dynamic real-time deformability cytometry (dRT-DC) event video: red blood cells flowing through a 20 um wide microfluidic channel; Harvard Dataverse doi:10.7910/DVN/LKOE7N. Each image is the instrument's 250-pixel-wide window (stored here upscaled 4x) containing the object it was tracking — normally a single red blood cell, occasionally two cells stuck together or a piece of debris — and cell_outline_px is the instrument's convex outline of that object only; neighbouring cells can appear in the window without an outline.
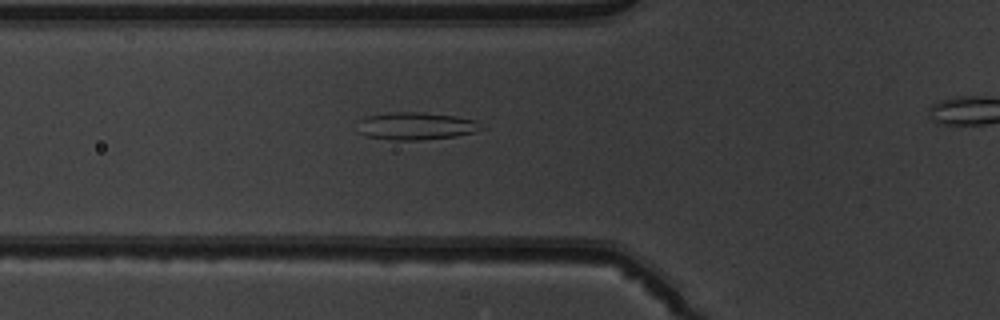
{"species": "common noctule bat (a hibernating species)", "species_latin": "Nyctalus noctula", "temperature_condition": "warm", "stored_images_in_passage": 29, "camera_frame_rate_fps": 3000, "um_per_image_px": 0.085, "animal": {"sex": "male", "body_mass_g": 19.5, "forearm_length_mm": 54.6}, "frame": {"image": 1, "passage_image": 3, "time_ms": 0.667, "image_size_px": [1000, 320], "cell_outline_px": [[484, 128], [472, 132], [456, 136], [420, 140], [392, 140], [368, 136], [356, 132], [356, 120], [364, 116], [392, 112], [420, 112], [456, 116], [476, 120]], "centroid_in_image_um": [35.26, 10.7], "position_along_channel_um": 90.5, "area_um2": 20.11}}
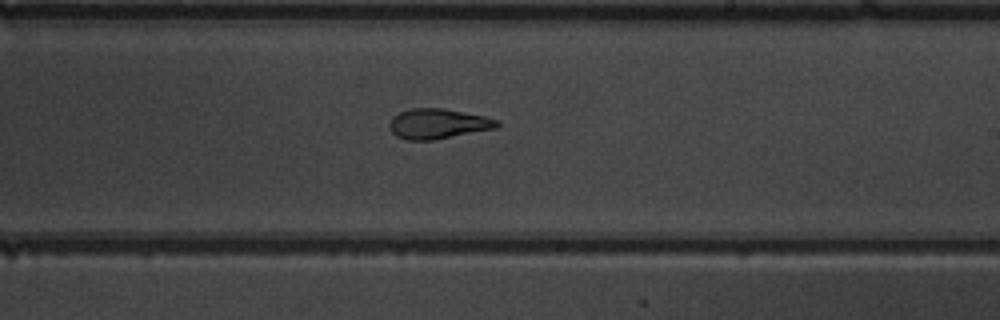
{"frame": {"image": 2, "passage_image": 15, "time_ms": 4.667, "image_size_px": [1000, 320], "cell_outline_px": [[500, 124], [496, 128], [432, 140], [408, 140], [396, 136], [392, 132], [388, 124], [392, 116], [408, 108], [444, 108], [484, 116], [500, 120]], "centroid_in_image_um": [37.21, 10.51], "position_along_channel_um": 251.8, "area_um2": 18.9}}
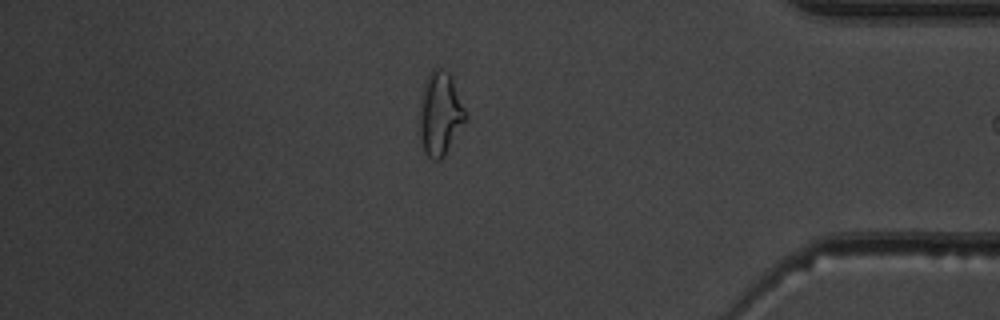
{"frame": {"image": 3, "passage_image": 28, "time_ms": 9.0, "image_size_px": [1000, 320], "cell_outline_px": [[468, 116], [444, 156], [440, 160], [432, 160], [424, 152], [420, 140], [420, 96], [424, 84], [432, 68], [440, 68], [448, 72], [452, 80]], "centroid_in_image_um": [37.39, 9.69], "position_along_channel_um": 397.8, "area_um2": 22.14}}